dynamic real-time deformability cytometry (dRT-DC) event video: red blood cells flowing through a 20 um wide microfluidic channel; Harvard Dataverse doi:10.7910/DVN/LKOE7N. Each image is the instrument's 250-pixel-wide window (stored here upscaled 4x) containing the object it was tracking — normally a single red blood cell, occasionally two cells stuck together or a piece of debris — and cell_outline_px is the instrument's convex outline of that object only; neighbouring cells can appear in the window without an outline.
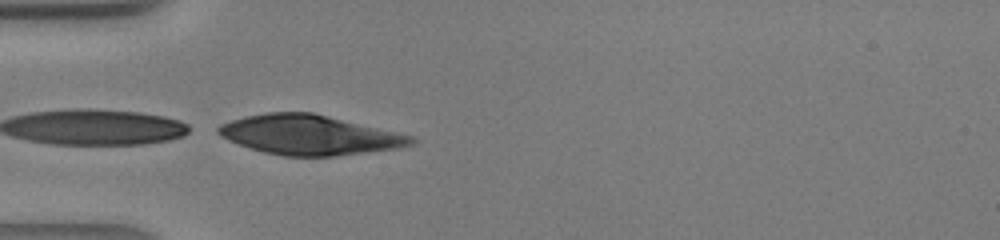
{"species": "human", "species_latin": "Homo sapiens", "temperature_condition": "warm", "stored_images_in_passage": 19, "camera_frame_rate_fps": 3000, "um_per_image_px": 0.085, "donor": {"sex": "male"}, "frame": {"image": 1, "passage_image": 13, "time_ms": 4.0, "image_size_px": [1000, 240], "cell_outline_px": [[420, 140], [416, 144], [400, 148], [336, 156], [284, 156], [264, 152], [228, 140], [220, 136], [216, 132], [216, 128], [220, 124], [232, 120], [248, 116], [268, 112], [312, 112], [416, 136]], "centroid_in_image_um": [26.39, 11.47], "position_along_channel_um": 58.6, "area_um2": 44.85}}
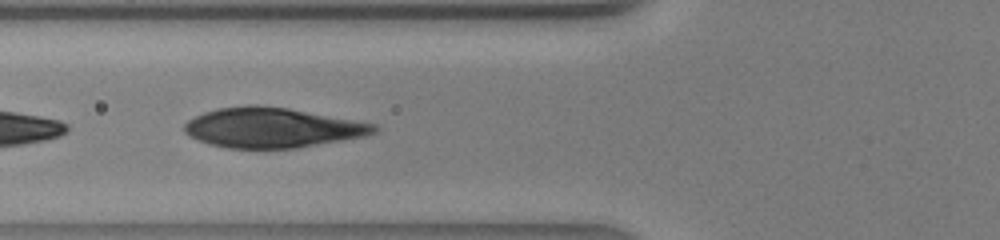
{"frame": {"image": 2, "passage_image": 16, "time_ms": 5.0, "image_size_px": [1000, 240], "cell_outline_px": [[380, 132], [368, 136], [296, 148], [228, 148], [208, 144], [188, 136], [184, 132], [184, 124], [188, 120], [204, 112], [216, 108], [248, 104], [256, 104], [288, 108], [376, 124], [380, 128]], "centroid_in_image_um": [23.15, 10.85], "position_along_channel_um": 102.6, "area_um2": 44.51}}